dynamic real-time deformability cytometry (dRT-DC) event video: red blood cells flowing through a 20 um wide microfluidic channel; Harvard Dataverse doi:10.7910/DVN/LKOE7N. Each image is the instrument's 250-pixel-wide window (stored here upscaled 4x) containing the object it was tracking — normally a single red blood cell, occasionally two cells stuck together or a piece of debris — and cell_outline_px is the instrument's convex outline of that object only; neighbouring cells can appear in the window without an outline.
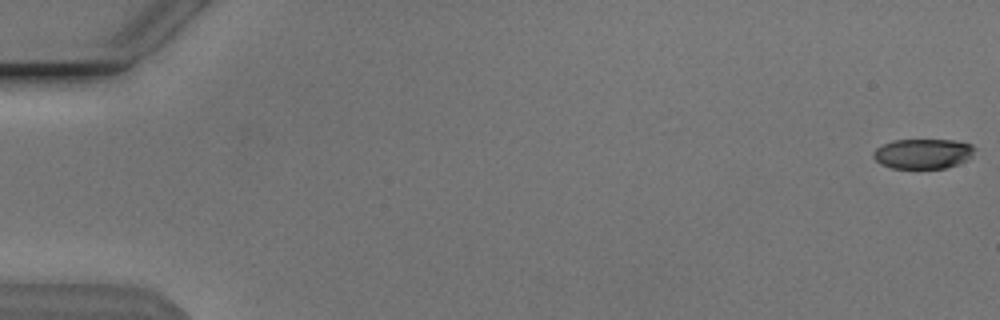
{"species": "Egyptian fruit bat (a non-hibernating species)", "species_latin": "Rousettus aegyptiacus", "temperature_condition": "cold", "stored_images_in_passage": 54, "camera_frame_rate_fps": 3000, "um_per_image_px": 0.085, "animal": {"sex": "male"}, "frame": {"image": 1, "passage_image": 1, "time_ms": 0.0, "image_size_px": [1000, 320], "cell_outline_px": [[976, 148], [972, 156], [956, 164], [944, 168], [892, 168], [880, 164], [872, 156], [872, 152], [876, 148], [892, 140], [956, 140], [972, 144]], "centroid_in_image_um": [78.44, 13.05], "position_along_channel_um": 6.6, "area_um2": 17.69}}
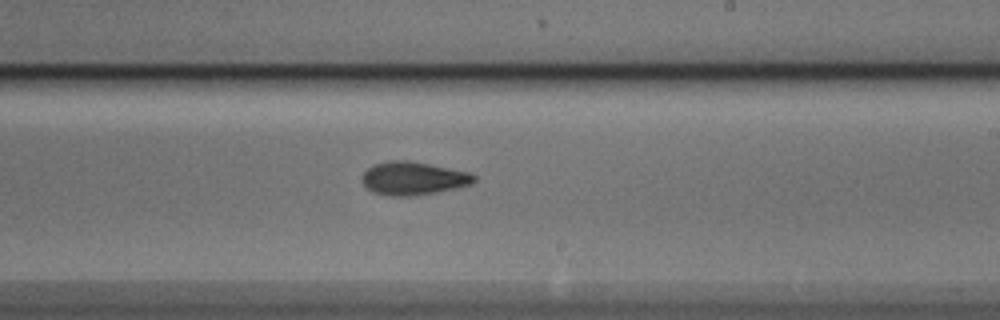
{"frame": {"image": 2, "passage_image": 33, "time_ms": 10.667, "image_size_px": [1000, 320], "cell_outline_px": [[476, 180], [472, 184], [456, 188], [416, 196], [392, 196], [372, 192], [360, 180], [360, 176], [372, 164], [388, 160], [408, 160], [468, 172], [476, 176]], "centroid_in_image_um": [35.09, 15.16], "position_along_channel_um": 253.9, "area_um2": 21.79}}
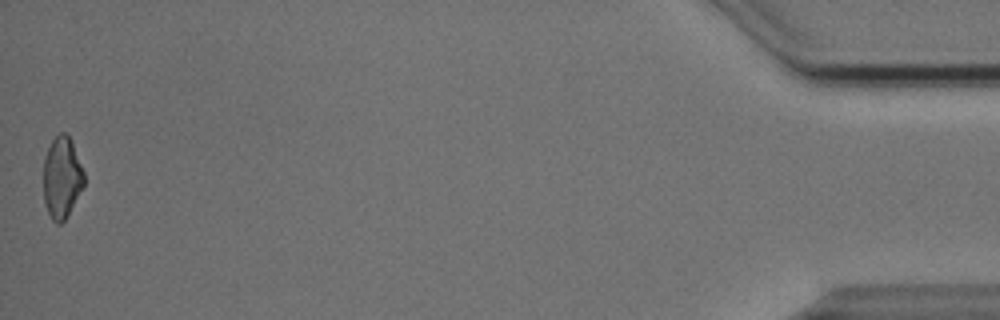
{"frame": {"image": 3, "passage_image": 54, "time_ms": 17.667, "image_size_px": [1000, 320], "cell_outline_px": [[84, 184], [64, 220], [60, 224], [56, 224], [52, 220], [44, 204], [44, 156], [52, 140], [60, 132], [64, 132], [72, 140], [84, 172]], "centroid_in_image_um": [5.25, 15.07], "position_along_channel_um": 430.0, "area_um2": 19.13}, "authors_computed_cell_mechanics": {"area_um2": 20.4323, "velocity_mm_per_s": 3.851, "shape_relaxation_time_tau1_ms": 3.9595, "shape_relaxation_time_tau2_ms": 4.7173, "deformation_change_tau1": 0.1283, "deformation_change_tau2": 0.1247}}